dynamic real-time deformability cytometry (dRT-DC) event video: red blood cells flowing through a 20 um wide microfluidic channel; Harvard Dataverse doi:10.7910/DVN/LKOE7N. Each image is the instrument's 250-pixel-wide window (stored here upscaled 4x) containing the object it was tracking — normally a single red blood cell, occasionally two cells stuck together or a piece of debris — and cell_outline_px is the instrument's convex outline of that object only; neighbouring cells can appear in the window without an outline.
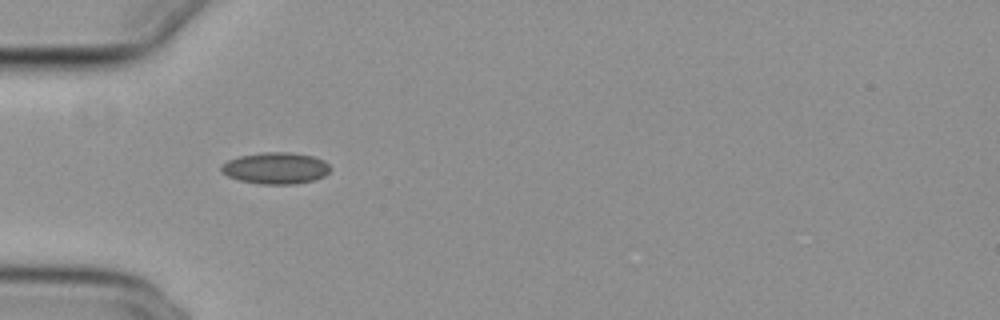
{"species": "common noctule bat (a hibernating species)", "species_latin": "Nyctalus noctula", "temperature_condition": "cold", "stored_images_in_passage": 12, "camera_frame_rate_fps": 3000, "um_per_image_px": 0.085, "animal": {"sex": "female", "body_mass_g": 29.2, "forearm_length_mm": 56.3}, "frame": {"image": 1, "passage_image": 1, "time_ms": 0.0, "image_size_px": [1000, 320], "cell_outline_px": [[332, 168], [324, 176], [316, 180], [296, 184], [260, 184], [240, 180], [228, 176], [220, 172], [220, 164], [228, 160], [240, 156], [264, 152], [288, 152], [312, 156], [324, 160]], "centroid_in_image_um": [23.43, 14.3], "position_along_channel_um": 61.6, "area_um2": 20.17}}
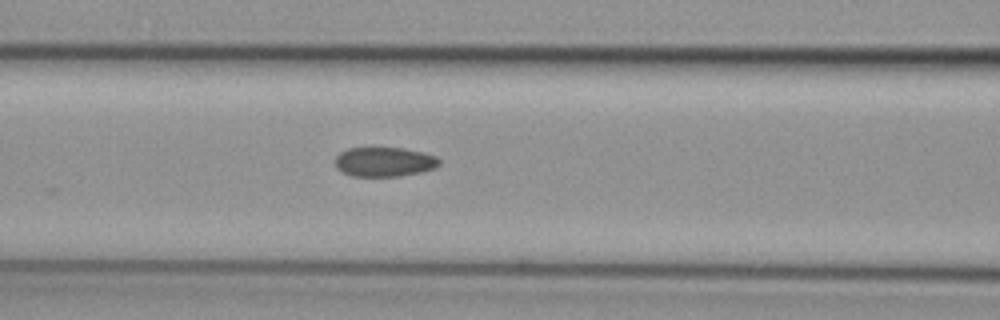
{"frame": {"image": 2, "passage_image": 7, "time_ms": 2.0, "image_size_px": [1000, 320], "cell_outline_px": [[440, 164], [436, 168], [420, 172], [400, 176], [352, 176], [336, 168], [336, 156], [340, 152], [348, 148], [404, 148], [436, 156], [440, 160]], "centroid_in_image_um": [32.68, 13.76], "position_along_channel_um": 133.9, "area_um2": 17.8}}
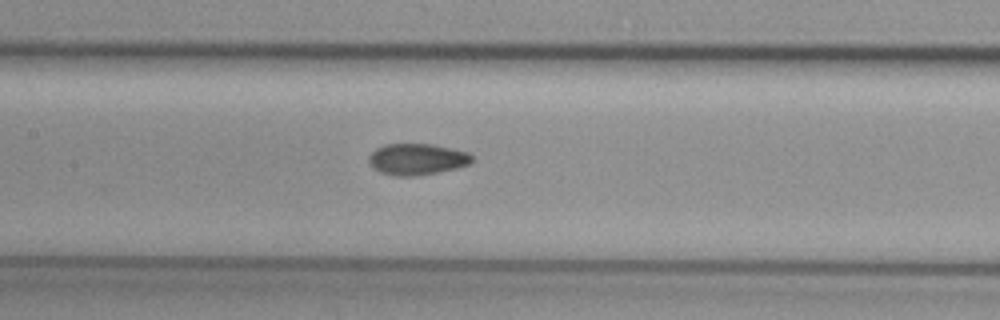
{"frame": {"image": 3, "passage_image": 10, "time_ms": 3.0, "image_size_px": [1000, 320], "cell_outline_px": [[472, 160], [468, 164], [456, 168], [416, 176], [396, 176], [380, 172], [372, 168], [368, 160], [368, 156], [376, 148], [384, 144], [432, 144], [452, 148], [468, 152], [472, 156]], "centroid_in_image_um": [35.41, 13.53], "position_along_channel_um": 172.0, "area_um2": 18.84}}